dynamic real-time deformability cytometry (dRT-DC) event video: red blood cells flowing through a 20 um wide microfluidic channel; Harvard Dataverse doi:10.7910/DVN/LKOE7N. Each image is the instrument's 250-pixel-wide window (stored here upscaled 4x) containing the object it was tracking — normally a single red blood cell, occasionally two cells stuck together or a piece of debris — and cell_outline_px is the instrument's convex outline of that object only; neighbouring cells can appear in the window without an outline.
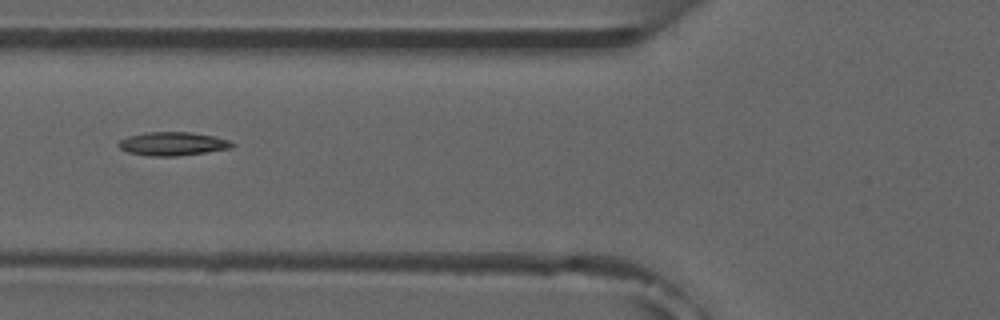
{"species": "common noctule bat (a hibernating species)", "species_latin": "Nyctalus noctula", "temperature_condition": "room temperature", "stored_images_in_passage": 5, "camera_frame_rate_fps": 3000, "um_per_image_px": 0.085, "animal": {"sex": "male", "forearm_length_mm": 52.5}, "frame": {"image": 1, "passage_image": 5, "time_ms": 5.333, "image_size_px": [1000, 320], "cell_outline_px": [[236, 144], [232, 148], [208, 152], [176, 156], [152, 156], [128, 152], [120, 148], [116, 144], [120, 140], [128, 136], [144, 132], [192, 132], [232, 140]], "centroid_in_image_um": [14.71, 12.22], "position_along_channel_um": 111.1, "area_um2": 15.72}}